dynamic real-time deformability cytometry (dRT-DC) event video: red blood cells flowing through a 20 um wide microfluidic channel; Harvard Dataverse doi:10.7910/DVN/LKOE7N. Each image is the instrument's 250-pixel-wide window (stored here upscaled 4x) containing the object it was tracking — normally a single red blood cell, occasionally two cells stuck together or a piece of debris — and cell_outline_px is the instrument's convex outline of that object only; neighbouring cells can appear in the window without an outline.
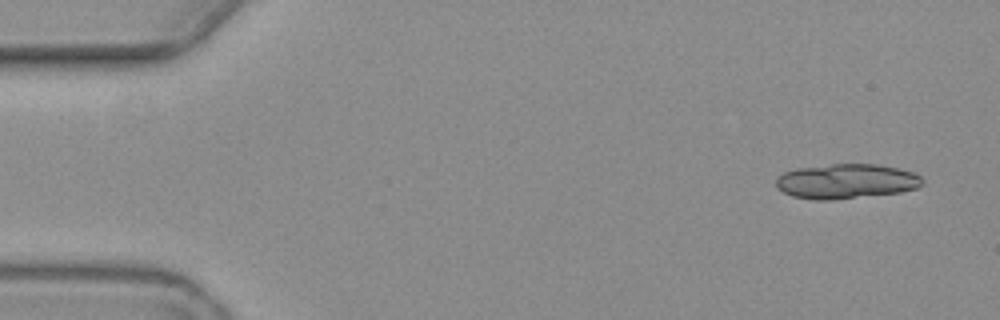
{"species": "common noctule bat (a hibernating species)", "species_latin": "Nyctalus noctula", "temperature_condition": "warm", "stored_images_in_passage": 5, "camera_frame_rate_fps": 3000, "um_per_image_px": 0.085, "animal": {"sex": "female", "body_mass_g": 19.3, "forearm_length_mm": 54.1}, "frame": {"image": 1, "passage_image": 1, "time_ms": 0.0, "image_size_px": [1000, 320], "cell_outline_px": [[924, 184], [916, 188], [900, 192], [832, 200], [812, 200], [792, 196], [776, 188], [776, 176], [784, 172], [796, 168], [832, 164], [880, 164], [900, 168], [916, 172], [924, 180]], "centroid_in_image_um": [71.94, 15.4], "position_along_channel_um": 13.1, "area_um2": 30.06}}